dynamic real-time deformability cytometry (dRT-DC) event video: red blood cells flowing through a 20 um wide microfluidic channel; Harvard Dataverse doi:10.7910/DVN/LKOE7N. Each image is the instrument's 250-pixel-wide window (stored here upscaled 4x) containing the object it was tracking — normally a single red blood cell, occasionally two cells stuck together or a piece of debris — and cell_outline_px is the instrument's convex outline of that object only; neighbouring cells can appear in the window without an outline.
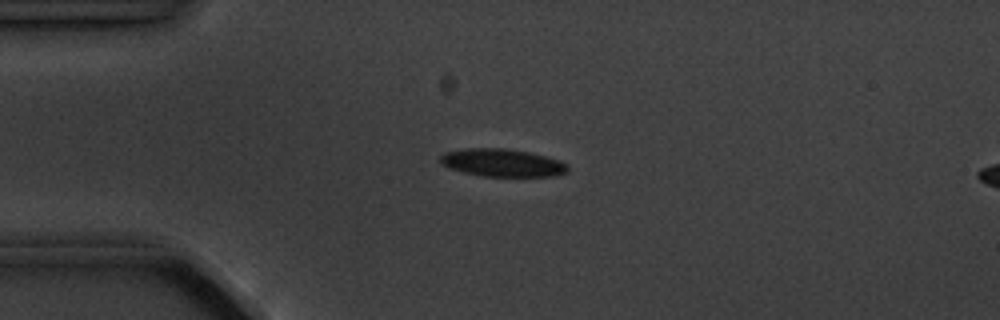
{"species": "common noctule bat (a hibernating species)", "species_latin": "Nyctalus noctula", "temperature_condition": "cold", "stored_images_in_passage": 8, "camera_frame_rate_fps": 3000, "um_per_image_px": 0.085, "animal": {"sex": "male", "body_mass_g": 20.1, "forearm_length_mm": 53.5}, "frame": {"image": 1, "passage_image": 3, "time_ms": 2.333, "image_size_px": [1000, 320], "cell_outline_px": [[568, 172], [556, 176], [484, 176], [464, 172], [448, 168], [440, 164], [440, 156], [444, 152], [468, 148], [504, 148], [528, 152], [560, 160], [568, 164]], "centroid_in_image_um": [42.69, 13.83], "position_along_channel_um": 42.3, "area_um2": 20.63}}